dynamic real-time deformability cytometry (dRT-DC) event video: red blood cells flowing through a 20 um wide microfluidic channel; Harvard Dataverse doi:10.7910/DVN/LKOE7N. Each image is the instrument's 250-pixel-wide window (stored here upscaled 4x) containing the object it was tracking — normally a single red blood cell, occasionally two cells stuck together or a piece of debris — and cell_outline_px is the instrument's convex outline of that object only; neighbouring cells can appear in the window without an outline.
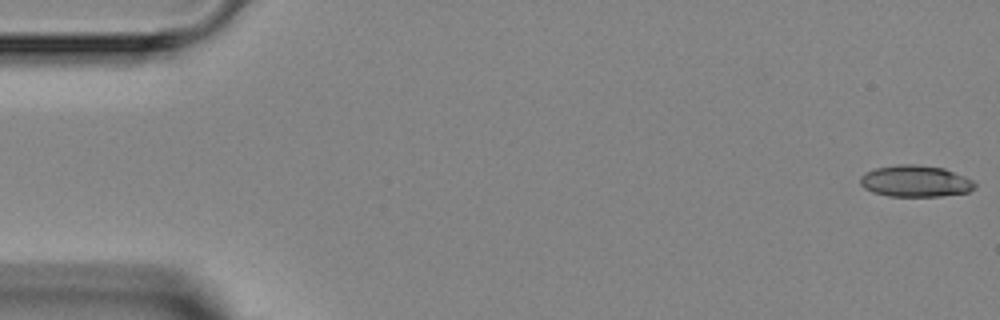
{"species": "Egyptian fruit bat (a non-hibernating species)", "species_latin": "Rousettus aegyptiacus", "temperature_condition": "room temperature", "stored_images_in_passage": 6, "camera_frame_rate_fps": 3000, "um_per_image_px": 0.085, "animal": {"sex": "female"}, "frame": {"image": 1, "passage_image": 1, "time_ms": 0.0, "image_size_px": [1000, 320], "cell_outline_px": [[976, 188], [968, 192], [940, 196], [888, 196], [872, 192], [864, 188], [860, 184], [860, 176], [864, 172], [876, 168], [896, 164], [916, 164], [944, 168], [964, 176], [972, 180], [976, 184]], "centroid_in_image_um": [77.79, 15.39], "position_along_channel_um": 7.2, "area_um2": 21.21}}
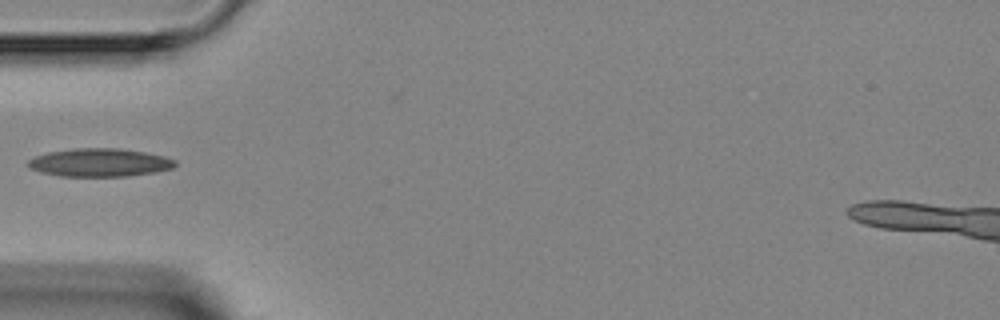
{"frame": {"image": 2, "passage_image": 5, "time_ms": 5.0, "image_size_px": [1000, 320], "cell_outline_px": [[176, 164], [172, 168], [156, 172], [128, 176], [60, 176], [40, 172], [32, 168], [28, 164], [28, 160], [36, 156], [48, 152], [76, 148], [120, 148], [144, 152], [164, 156], [176, 160]], "centroid_in_image_um": [8.49, 13.81], "position_along_channel_um": 76.5, "area_um2": 24.04}}
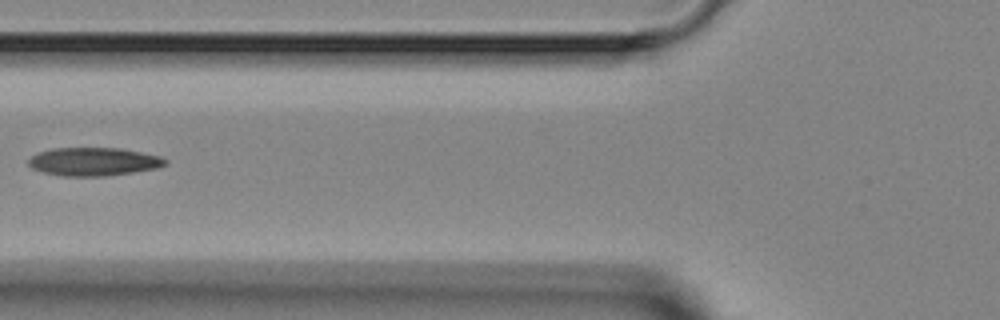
{"frame": {"image": 3, "passage_image": 6, "time_ms": 6.0, "image_size_px": [1000, 320], "cell_outline_px": [[168, 164], [160, 168], [104, 176], [64, 176], [44, 172], [32, 168], [28, 164], [28, 160], [32, 156], [40, 152], [52, 148], [120, 148], [160, 156], [168, 160]], "centroid_in_image_um": [8.0, 13.74], "position_along_channel_um": 117.8, "area_um2": 22.48}}